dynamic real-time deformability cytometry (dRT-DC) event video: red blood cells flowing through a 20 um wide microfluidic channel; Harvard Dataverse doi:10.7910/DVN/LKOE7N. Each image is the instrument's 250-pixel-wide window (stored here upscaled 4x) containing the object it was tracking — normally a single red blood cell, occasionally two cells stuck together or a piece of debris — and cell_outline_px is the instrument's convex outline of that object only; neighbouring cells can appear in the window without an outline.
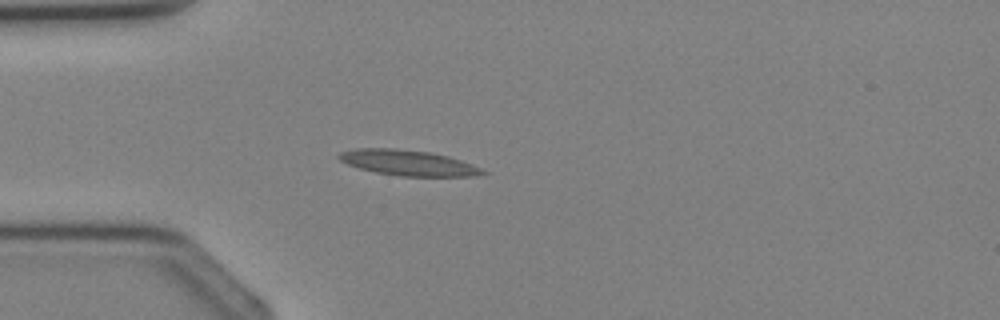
{"species": "Egyptian fruit bat (a non-hibernating species)", "species_latin": "Rousettus aegyptiacus", "temperature_condition": "cold", "stored_images_in_passage": 3, "camera_frame_rate_fps": 3000, "um_per_image_px": 0.085, "animal": {"sex": "female"}, "frame": {"image": 1, "passage_image": 3, "time_ms": 2.333, "image_size_px": [1000, 320], "cell_outline_px": [[488, 172], [476, 176], [400, 176], [376, 172], [360, 168], [348, 164], [340, 160], [336, 156], [340, 152], [356, 148], [396, 148], [432, 152], [448, 156], [472, 164]], "centroid_in_image_um": [34.68, 13.83], "position_along_channel_um": 50.3, "area_um2": 21.33}}